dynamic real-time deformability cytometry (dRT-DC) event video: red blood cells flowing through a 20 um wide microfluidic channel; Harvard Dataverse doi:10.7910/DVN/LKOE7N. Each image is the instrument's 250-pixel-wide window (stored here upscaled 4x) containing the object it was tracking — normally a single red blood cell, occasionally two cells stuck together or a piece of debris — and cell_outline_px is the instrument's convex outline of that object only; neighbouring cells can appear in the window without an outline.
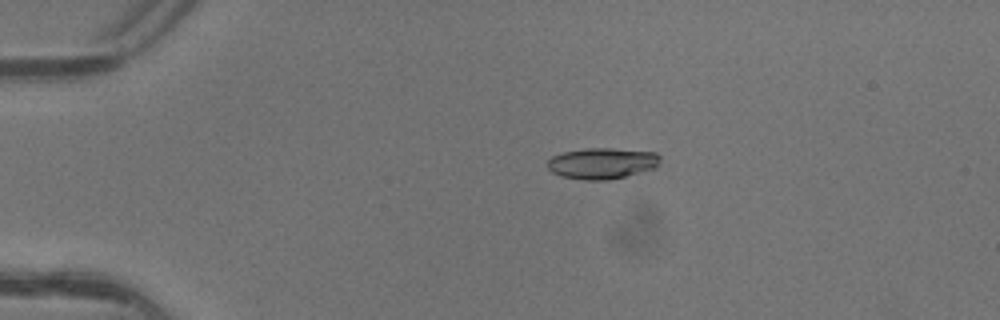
{"species": "common noctule bat (a hibernating species)", "species_latin": "Nyctalus noctula", "temperature_condition": "warm", "stored_images_in_passage": 3, "camera_frame_rate_fps": 3000, "um_per_image_px": 0.085, "animal": {"sex": "female"}, "frame": {"image": 1, "passage_image": 1, "time_ms": 0.0, "image_size_px": [1000, 320], "cell_outline_px": [[660, 160], [656, 168], [608, 180], [584, 180], [560, 176], [552, 172], [548, 168], [548, 160], [552, 156], [564, 152], [588, 148], [612, 148], [656, 152], [660, 156]], "centroid_in_image_um": [51.19, 13.88], "position_along_channel_um": 33.8, "area_um2": 20.4}}
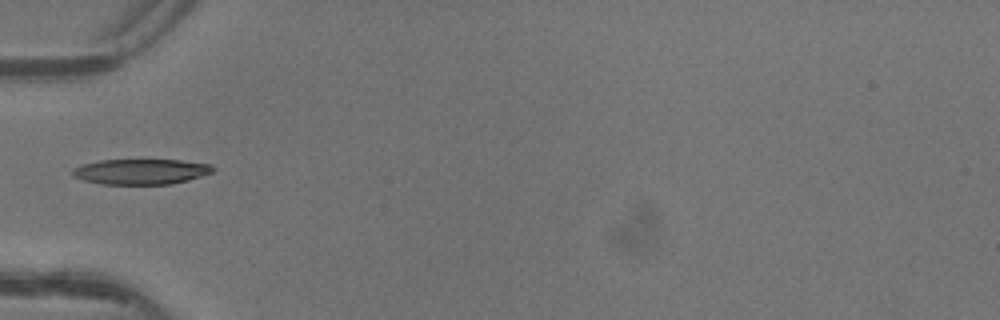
{"frame": {"image": 2, "passage_image": 3, "time_ms": 0.667, "image_size_px": [1000, 320], "cell_outline_px": [[212, 172], [188, 180], [172, 184], [100, 184], [84, 180], [72, 176], [72, 168], [80, 164], [100, 160], [180, 160], [212, 164]], "centroid_in_image_um": [11.93, 14.58], "position_along_channel_um": 73.1, "area_um2": 20.81}}